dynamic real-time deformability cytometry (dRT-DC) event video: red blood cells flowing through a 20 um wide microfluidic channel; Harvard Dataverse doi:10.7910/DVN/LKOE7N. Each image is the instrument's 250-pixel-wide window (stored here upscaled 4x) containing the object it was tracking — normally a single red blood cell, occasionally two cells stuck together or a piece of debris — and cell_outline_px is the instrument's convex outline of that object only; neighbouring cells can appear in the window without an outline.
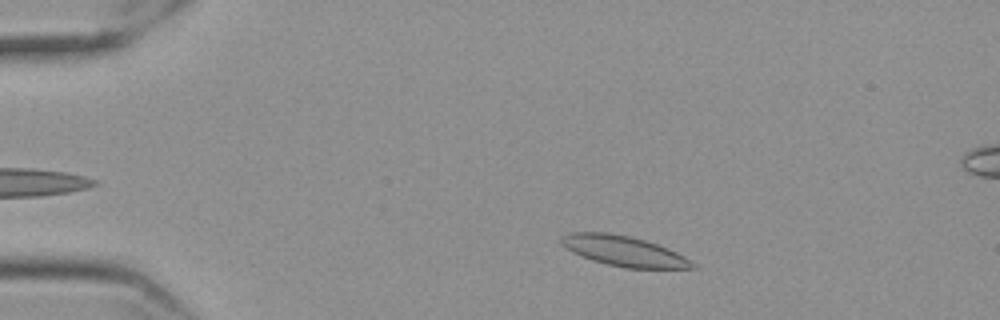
{"species": "Egyptian fruit bat (a non-hibernating species)", "species_latin": "Rousettus aegyptiacus", "temperature_condition": "cold", "stored_images_in_passage": 52, "camera_frame_rate_fps": 3000, "um_per_image_px": 0.085, "frame": {"image": 1, "passage_image": 6, "time_ms": 1.667, "image_size_px": [1000, 320], "cell_outline_px": [[700, 268], [624, 268], [592, 260], [580, 256], [572, 252], [560, 244], [560, 236], [572, 232], [608, 232], [628, 236], [644, 240], [668, 248], [684, 256], [696, 264]], "centroid_in_image_um": [53.0, 21.34], "position_along_channel_um": 32.0, "area_um2": 23.12}}
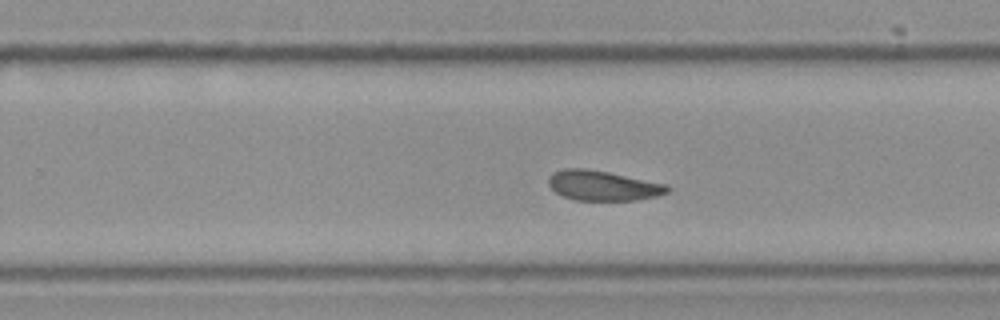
{"frame": {"image": 2, "passage_image": 32, "time_ms": 10.333, "image_size_px": [1000, 320], "cell_outline_px": [[672, 188], [668, 192], [656, 196], [636, 200], [576, 200], [564, 196], [556, 192], [548, 184], [548, 176], [552, 172], [564, 168], [584, 168], [608, 172], [668, 184]], "centroid_in_image_um": [51.25, 15.77], "position_along_channel_um": 278.5, "area_um2": 20.81}}
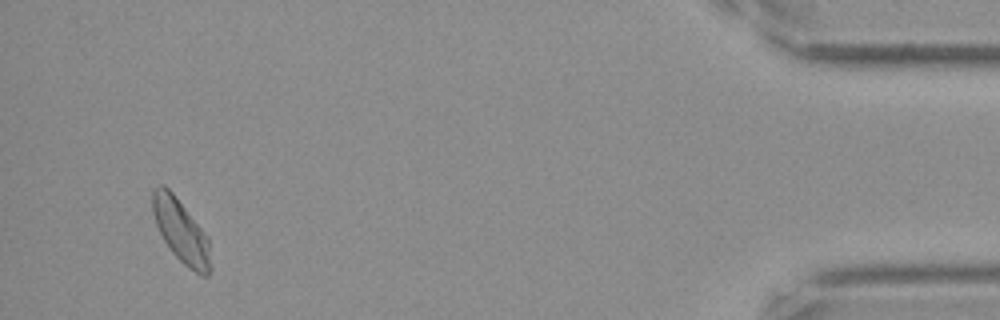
{"frame": {"image": 3, "passage_image": 50, "time_ms": 16.333, "image_size_px": [1000, 320], "cell_outline_px": [[212, 268], [208, 276], [200, 276], [188, 268], [172, 252], [164, 240], [156, 224], [152, 212], [152, 188], [160, 184], [164, 184], [172, 192], [208, 236], [212, 264]], "centroid_in_image_um": [15.4, 19.66], "position_along_channel_um": 419.8, "area_um2": 21.56}, "authors_computed_cell_mechanics": {"area_um2": 21.5305, "velocity_mm_per_s": 3.5175, "shape_relaxation_time_tau1_ms": null, "shape_relaxation_time_tau2_ms": 2.0694, "deformation_change_tau1": null, "deformation_change_tau2": 0.0693}}